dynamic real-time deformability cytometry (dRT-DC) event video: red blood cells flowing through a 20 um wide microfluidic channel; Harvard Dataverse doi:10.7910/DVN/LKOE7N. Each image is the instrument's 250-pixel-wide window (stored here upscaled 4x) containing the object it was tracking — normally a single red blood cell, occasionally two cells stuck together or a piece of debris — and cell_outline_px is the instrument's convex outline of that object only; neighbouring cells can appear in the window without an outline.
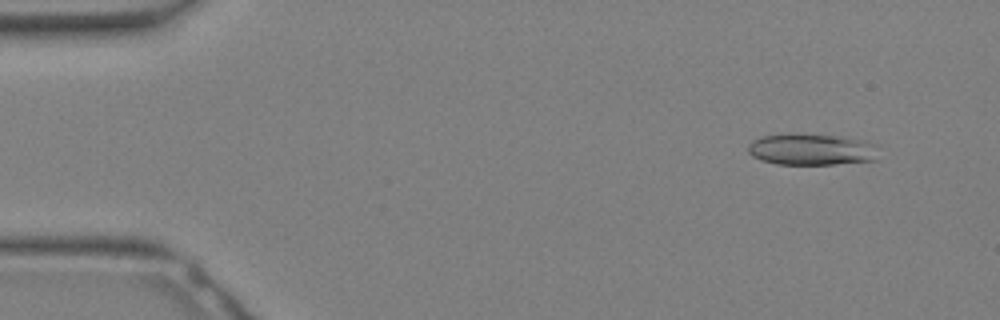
{"species": "Egyptian fruit bat (a non-hibernating species)", "species_latin": "Rousettus aegyptiacus", "temperature_condition": "warm", "stored_images_in_passage": 31, "camera_frame_rate_fps": 3000, "um_per_image_px": 0.085, "animal": {"sex": "female"}, "frame": {"image": 1, "passage_image": 2, "time_ms": 0.333, "image_size_px": [1000, 320], "cell_outline_px": [[880, 144], [876, 160], [832, 164], [776, 164], [760, 160], [752, 156], [748, 152], [748, 144], [752, 140], [764, 136], [844, 136], [868, 140]], "centroid_in_image_um": [69.09, 12.73], "position_along_channel_um": 15.9, "area_um2": 23.64}}
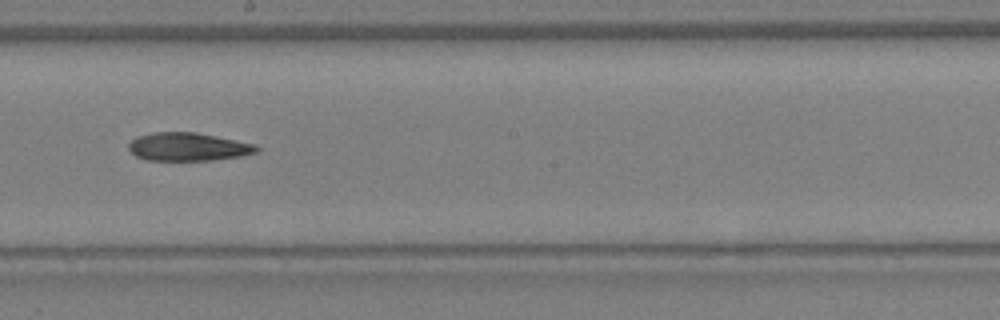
{"frame": {"image": 2, "passage_image": 17, "time_ms": 5.333, "image_size_px": [1000, 320], "cell_outline_px": [[260, 148], [256, 152], [240, 156], [212, 160], [148, 160], [136, 156], [128, 148], [128, 144], [136, 136], [156, 132], [196, 132], [252, 144]], "centroid_in_image_um": [15.94, 12.48], "position_along_channel_um": 232.3, "area_um2": 20.69}}
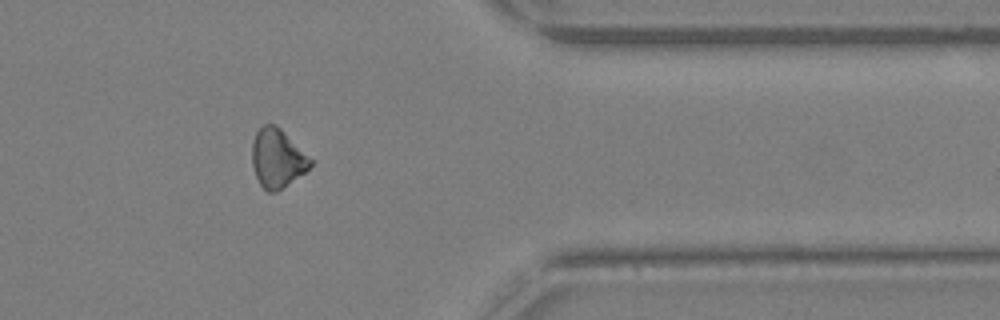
{"frame": {"image": 3, "passage_image": 25, "time_ms": 8.0, "image_size_px": [1000, 320], "cell_outline_px": [[312, 164], [304, 172], [276, 192], [268, 192], [260, 184], [256, 176], [252, 164], [252, 140], [256, 132], [264, 124], [276, 124], [312, 160]], "centroid_in_image_um": [23.53, 13.44], "position_along_channel_um": 387.9, "area_um2": 19.59}}